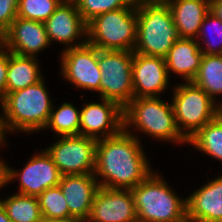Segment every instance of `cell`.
<instances>
[{
	"label": "cell",
	"instance_id": "cell-1",
	"mask_svg": "<svg viewBox=\"0 0 222 222\" xmlns=\"http://www.w3.org/2000/svg\"><path fill=\"white\" fill-rule=\"evenodd\" d=\"M131 131L97 140L94 175L100 187L130 190L153 172L141 140Z\"/></svg>",
	"mask_w": 222,
	"mask_h": 222
},
{
	"label": "cell",
	"instance_id": "cell-2",
	"mask_svg": "<svg viewBox=\"0 0 222 222\" xmlns=\"http://www.w3.org/2000/svg\"><path fill=\"white\" fill-rule=\"evenodd\" d=\"M44 81L10 92L0 101L7 133L45 130L55 106H52Z\"/></svg>",
	"mask_w": 222,
	"mask_h": 222
},
{
	"label": "cell",
	"instance_id": "cell-3",
	"mask_svg": "<svg viewBox=\"0 0 222 222\" xmlns=\"http://www.w3.org/2000/svg\"><path fill=\"white\" fill-rule=\"evenodd\" d=\"M158 173L130 189L137 218L146 222H188L186 198H180Z\"/></svg>",
	"mask_w": 222,
	"mask_h": 222
},
{
	"label": "cell",
	"instance_id": "cell-4",
	"mask_svg": "<svg viewBox=\"0 0 222 222\" xmlns=\"http://www.w3.org/2000/svg\"><path fill=\"white\" fill-rule=\"evenodd\" d=\"M137 34L133 52L165 58L179 38L167 2L136 5Z\"/></svg>",
	"mask_w": 222,
	"mask_h": 222
},
{
	"label": "cell",
	"instance_id": "cell-5",
	"mask_svg": "<svg viewBox=\"0 0 222 222\" xmlns=\"http://www.w3.org/2000/svg\"><path fill=\"white\" fill-rule=\"evenodd\" d=\"M124 130L137 128L160 141L182 144L188 141L178 130L172 103H165L161 97L133 98L124 108Z\"/></svg>",
	"mask_w": 222,
	"mask_h": 222
},
{
	"label": "cell",
	"instance_id": "cell-6",
	"mask_svg": "<svg viewBox=\"0 0 222 222\" xmlns=\"http://www.w3.org/2000/svg\"><path fill=\"white\" fill-rule=\"evenodd\" d=\"M136 34V7L102 13L87 23V43L99 50L133 52Z\"/></svg>",
	"mask_w": 222,
	"mask_h": 222
},
{
	"label": "cell",
	"instance_id": "cell-7",
	"mask_svg": "<svg viewBox=\"0 0 222 222\" xmlns=\"http://www.w3.org/2000/svg\"><path fill=\"white\" fill-rule=\"evenodd\" d=\"M172 90L175 121L187 141L222 111V108L192 81L175 85Z\"/></svg>",
	"mask_w": 222,
	"mask_h": 222
},
{
	"label": "cell",
	"instance_id": "cell-8",
	"mask_svg": "<svg viewBox=\"0 0 222 222\" xmlns=\"http://www.w3.org/2000/svg\"><path fill=\"white\" fill-rule=\"evenodd\" d=\"M132 62L131 51L98 49L100 98L114 101L122 108L134 98Z\"/></svg>",
	"mask_w": 222,
	"mask_h": 222
},
{
	"label": "cell",
	"instance_id": "cell-9",
	"mask_svg": "<svg viewBox=\"0 0 222 222\" xmlns=\"http://www.w3.org/2000/svg\"><path fill=\"white\" fill-rule=\"evenodd\" d=\"M97 140L81 135L60 136L45 150L62 176L94 174Z\"/></svg>",
	"mask_w": 222,
	"mask_h": 222
},
{
	"label": "cell",
	"instance_id": "cell-10",
	"mask_svg": "<svg viewBox=\"0 0 222 222\" xmlns=\"http://www.w3.org/2000/svg\"><path fill=\"white\" fill-rule=\"evenodd\" d=\"M60 73L77 89L96 91L100 97L101 70L98 64V48L86 43L80 47L64 49L61 53Z\"/></svg>",
	"mask_w": 222,
	"mask_h": 222
},
{
	"label": "cell",
	"instance_id": "cell-11",
	"mask_svg": "<svg viewBox=\"0 0 222 222\" xmlns=\"http://www.w3.org/2000/svg\"><path fill=\"white\" fill-rule=\"evenodd\" d=\"M28 161L20 171L6 165V184L19 179L18 193L36 197L44 190L59 185L62 175L45 149Z\"/></svg>",
	"mask_w": 222,
	"mask_h": 222
},
{
	"label": "cell",
	"instance_id": "cell-12",
	"mask_svg": "<svg viewBox=\"0 0 222 222\" xmlns=\"http://www.w3.org/2000/svg\"><path fill=\"white\" fill-rule=\"evenodd\" d=\"M101 102L83 105L80 110L79 135L100 140L115 136L124 129L123 108L104 98H101Z\"/></svg>",
	"mask_w": 222,
	"mask_h": 222
},
{
	"label": "cell",
	"instance_id": "cell-13",
	"mask_svg": "<svg viewBox=\"0 0 222 222\" xmlns=\"http://www.w3.org/2000/svg\"><path fill=\"white\" fill-rule=\"evenodd\" d=\"M44 24L50 43L56 41L68 45L64 49L80 47L87 43V23L73 0H63ZM82 38V41L77 42Z\"/></svg>",
	"mask_w": 222,
	"mask_h": 222
},
{
	"label": "cell",
	"instance_id": "cell-14",
	"mask_svg": "<svg viewBox=\"0 0 222 222\" xmlns=\"http://www.w3.org/2000/svg\"><path fill=\"white\" fill-rule=\"evenodd\" d=\"M137 212L129 189L99 187L93 199L88 222H135Z\"/></svg>",
	"mask_w": 222,
	"mask_h": 222
},
{
	"label": "cell",
	"instance_id": "cell-15",
	"mask_svg": "<svg viewBox=\"0 0 222 222\" xmlns=\"http://www.w3.org/2000/svg\"><path fill=\"white\" fill-rule=\"evenodd\" d=\"M1 43L11 53L28 57H36L51 44L43 22L20 17L1 35Z\"/></svg>",
	"mask_w": 222,
	"mask_h": 222
},
{
	"label": "cell",
	"instance_id": "cell-16",
	"mask_svg": "<svg viewBox=\"0 0 222 222\" xmlns=\"http://www.w3.org/2000/svg\"><path fill=\"white\" fill-rule=\"evenodd\" d=\"M134 98L158 97L169 84L165 58L133 52Z\"/></svg>",
	"mask_w": 222,
	"mask_h": 222
},
{
	"label": "cell",
	"instance_id": "cell-17",
	"mask_svg": "<svg viewBox=\"0 0 222 222\" xmlns=\"http://www.w3.org/2000/svg\"><path fill=\"white\" fill-rule=\"evenodd\" d=\"M59 187L66 199L70 217L87 220L94 196L100 187L95 175H64L61 176Z\"/></svg>",
	"mask_w": 222,
	"mask_h": 222
},
{
	"label": "cell",
	"instance_id": "cell-18",
	"mask_svg": "<svg viewBox=\"0 0 222 222\" xmlns=\"http://www.w3.org/2000/svg\"><path fill=\"white\" fill-rule=\"evenodd\" d=\"M188 222L222 221V175L186 198Z\"/></svg>",
	"mask_w": 222,
	"mask_h": 222
},
{
	"label": "cell",
	"instance_id": "cell-19",
	"mask_svg": "<svg viewBox=\"0 0 222 222\" xmlns=\"http://www.w3.org/2000/svg\"><path fill=\"white\" fill-rule=\"evenodd\" d=\"M179 38L196 39L210 0H167Z\"/></svg>",
	"mask_w": 222,
	"mask_h": 222
},
{
	"label": "cell",
	"instance_id": "cell-20",
	"mask_svg": "<svg viewBox=\"0 0 222 222\" xmlns=\"http://www.w3.org/2000/svg\"><path fill=\"white\" fill-rule=\"evenodd\" d=\"M203 53L196 39L178 38L165 57L169 72L181 76L185 82L193 81L198 73Z\"/></svg>",
	"mask_w": 222,
	"mask_h": 222
},
{
	"label": "cell",
	"instance_id": "cell-21",
	"mask_svg": "<svg viewBox=\"0 0 222 222\" xmlns=\"http://www.w3.org/2000/svg\"><path fill=\"white\" fill-rule=\"evenodd\" d=\"M36 57L20 56L8 50L6 94L34 85L43 78Z\"/></svg>",
	"mask_w": 222,
	"mask_h": 222
},
{
	"label": "cell",
	"instance_id": "cell-22",
	"mask_svg": "<svg viewBox=\"0 0 222 222\" xmlns=\"http://www.w3.org/2000/svg\"><path fill=\"white\" fill-rule=\"evenodd\" d=\"M192 82L216 102L215 96L222 94V54H203L198 73ZM218 105L222 108V102Z\"/></svg>",
	"mask_w": 222,
	"mask_h": 222
},
{
	"label": "cell",
	"instance_id": "cell-23",
	"mask_svg": "<svg viewBox=\"0 0 222 222\" xmlns=\"http://www.w3.org/2000/svg\"><path fill=\"white\" fill-rule=\"evenodd\" d=\"M12 222H43V216L36 196L16 193L0 200Z\"/></svg>",
	"mask_w": 222,
	"mask_h": 222
},
{
	"label": "cell",
	"instance_id": "cell-24",
	"mask_svg": "<svg viewBox=\"0 0 222 222\" xmlns=\"http://www.w3.org/2000/svg\"><path fill=\"white\" fill-rule=\"evenodd\" d=\"M189 145L222 161V111L188 140Z\"/></svg>",
	"mask_w": 222,
	"mask_h": 222
},
{
	"label": "cell",
	"instance_id": "cell-25",
	"mask_svg": "<svg viewBox=\"0 0 222 222\" xmlns=\"http://www.w3.org/2000/svg\"><path fill=\"white\" fill-rule=\"evenodd\" d=\"M46 128L56 132V137L79 135L80 111L74 104L64 102L57 110L52 108Z\"/></svg>",
	"mask_w": 222,
	"mask_h": 222
},
{
	"label": "cell",
	"instance_id": "cell-26",
	"mask_svg": "<svg viewBox=\"0 0 222 222\" xmlns=\"http://www.w3.org/2000/svg\"><path fill=\"white\" fill-rule=\"evenodd\" d=\"M38 200L44 221H55L70 217L66 199L59 185L44 190L38 196Z\"/></svg>",
	"mask_w": 222,
	"mask_h": 222
},
{
	"label": "cell",
	"instance_id": "cell-27",
	"mask_svg": "<svg viewBox=\"0 0 222 222\" xmlns=\"http://www.w3.org/2000/svg\"><path fill=\"white\" fill-rule=\"evenodd\" d=\"M207 36H209V38H207ZM217 37L219 40L217 39L216 41L215 38ZM199 40H202L203 44L205 42V45H200V50L204 55L222 54V21L210 11L205 15L196 38V41L201 44ZM204 46L205 48H202Z\"/></svg>",
	"mask_w": 222,
	"mask_h": 222
},
{
	"label": "cell",
	"instance_id": "cell-28",
	"mask_svg": "<svg viewBox=\"0 0 222 222\" xmlns=\"http://www.w3.org/2000/svg\"><path fill=\"white\" fill-rule=\"evenodd\" d=\"M63 0H19L17 17L45 22Z\"/></svg>",
	"mask_w": 222,
	"mask_h": 222
},
{
	"label": "cell",
	"instance_id": "cell-29",
	"mask_svg": "<svg viewBox=\"0 0 222 222\" xmlns=\"http://www.w3.org/2000/svg\"><path fill=\"white\" fill-rule=\"evenodd\" d=\"M83 20L88 23L95 16L125 7H136L131 0H73Z\"/></svg>",
	"mask_w": 222,
	"mask_h": 222
},
{
	"label": "cell",
	"instance_id": "cell-30",
	"mask_svg": "<svg viewBox=\"0 0 222 222\" xmlns=\"http://www.w3.org/2000/svg\"><path fill=\"white\" fill-rule=\"evenodd\" d=\"M19 0H0V37L17 17Z\"/></svg>",
	"mask_w": 222,
	"mask_h": 222
},
{
	"label": "cell",
	"instance_id": "cell-31",
	"mask_svg": "<svg viewBox=\"0 0 222 222\" xmlns=\"http://www.w3.org/2000/svg\"><path fill=\"white\" fill-rule=\"evenodd\" d=\"M7 70H8V49L5 48L2 43H0V101L6 95Z\"/></svg>",
	"mask_w": 222,
	"mask_h": 222
},
{
	"label": "cell",
	"instance_id": "cell-32",
	"mask_svg": "<svg viewBox=\"0 0 222 222\" xmlns=\"http://www.w3.org/2000/svg\"><path fill=\"white\" fill-rule=\"evenodd\" d=\"M209 11L222 21V0H210Z\"/></svg>",
	"mask_w": 222,
	"mask_h": 222
},
{
	"label": "cell",
	"instance_id": "cell-33",
	"mask_svg": "<svg viewBox=\"0 0 222 222\" xmlns=\"http://www.w3.org/2000/svg\"><path fill=\"white\" fill-rule=\"evenodd\" d=\"M0 146L4 147L3 145H5L4 139H5V135H6V128L4 125V120H3V113H0Z\"/></svg>",
	"mask_w": 222,
	"mask_h": 222
},
{
	"label": "cell",
	"instance_id": "cell-34",
	"mask_svg": "<svg viewBox=\"0 0 222 222\" xmlns=\"http://www.w3.org/2000/svg\"><path fill=\"white\" fill-rule=\"evenodd\" d=\"M5 169H6L5 162L2 159H0V189L6 185Z\"/></svg>",
	"mask_w": 222,
	"mask_h": 222
},
{
	"label": "cell",
	"instance_id": "cell-35",
	"mask_svg": "<svg viewBox=\"0 0 222 222\" xmlns=\"http://www.w3.org/2000/svg\"><path fill=\"white\" fill-rule=\"evenodd\" d=\"M86 220L77 218V217H69L64 219H59L55 221H43V222H85Z\"/></svg>",
	"mask_w": 222,
	"mask_h": 222
},
{
	"label": "cell",
	"instance_id": "cell-36",
	"mask_svg": "<svg viewBox=\"0 0 222 222\" xmlns=\"http://www.w3.org/2000/svg\"><path fill=\"white\" fill-rule=\"evenodd\" d=\"M0 222H12L7 216V213L1 203H0Z\"/></svg>",
	"mask_w": 222,
	"mask_h": 222
},
{
	"label": "cell",
	"instance_id": "cell-37",
	"mask_svg": "<svg viewBox=\"0 0 222 222\" xmlns=\"http://www.w3.org/2000/svg\"><path fill=\"white\" fill-rule=\"evenodd\" d=\"M134 5H140L142 3H154V2H167V0H131Z\"/></svg>",
	"mask_w": 222,
	"mask_h": 222
},
{
	"label": "cell",
	"instance_id": "cell-38",
	"mask_svg": "<svg viewBox=\"0 0 222 222\" xmlns=\"http://www.w3.org/2000/svg\"><path fill=\"white\" fill-rule=\"evenodd\" d=\"M135 222H146V221H141V220H138V219H137Z\"/></svg>",
	"mask_w": 222,
	"mask_h": 222
}]
</instances>
